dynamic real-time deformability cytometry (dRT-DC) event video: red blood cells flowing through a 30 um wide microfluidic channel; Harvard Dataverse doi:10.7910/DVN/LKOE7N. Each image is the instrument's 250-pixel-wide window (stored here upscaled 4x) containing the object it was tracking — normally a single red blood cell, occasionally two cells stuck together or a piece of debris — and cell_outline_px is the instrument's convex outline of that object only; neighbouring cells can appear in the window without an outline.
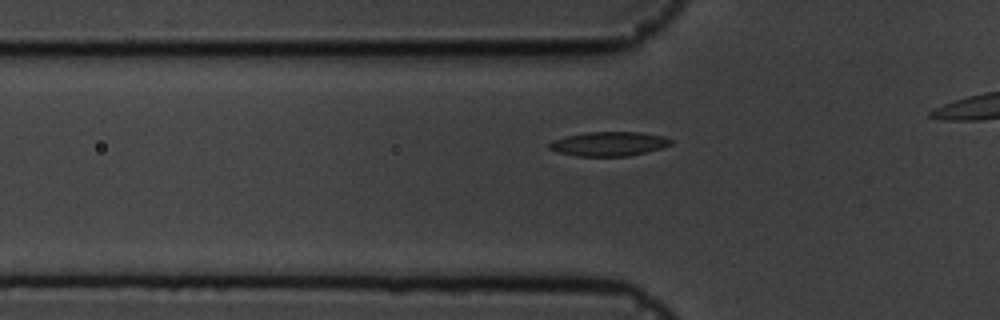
{"species": "common noctule bat (a hibernating species)", "species_latin": "Nyctalus noctula", "temperature_condition": "cold", "stored_images_in_passage": 38, "camera_frame_rate_fps": 3000, "um_per_image_px": 0.085, "animal": {"sex": "male", "body_mass_g": 19.5, "forearm_length_mm": 54.6}, "frame": {"image": 1, "passage_image": 10, "time_ms": 3.0, "image_size_px": [1000, 320], "cell_outline_px": [[672, 144], [660, 148], [628, 156], [576, 156], [556, 152], [548, 148], [548, 144], [552, 140], [584, 132], [640, 132], [664, 136], [672, 140]], "centroid_in_image_um": [51.72, 12.22], "position_along_channel_um": 74.1, "area_um2": 17.17}}
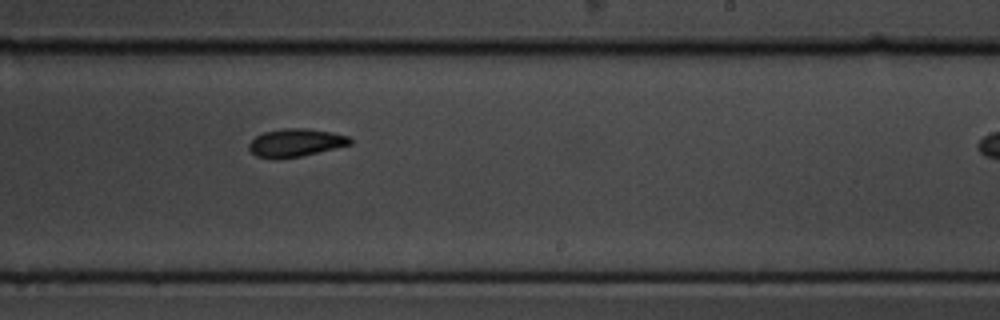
{"frame": {"image": 2, "passage_image": 26, "time_ms": 8.333, "image_size_px": [1000, 320], "cell_outline_px": [[352, 144], [336, 148], [300, 156], [276, 160], [272, 160], [256, 156], [248, 148], [248, 144], [256, 136], [264, 132], [284, 128], [308, 128], [332, 132], [348, 136], [352, 140]], "centroid_in_image_um": [25.11, 12.14], "position_along_channel_um": 263.9, "area_um2": 16.65}}
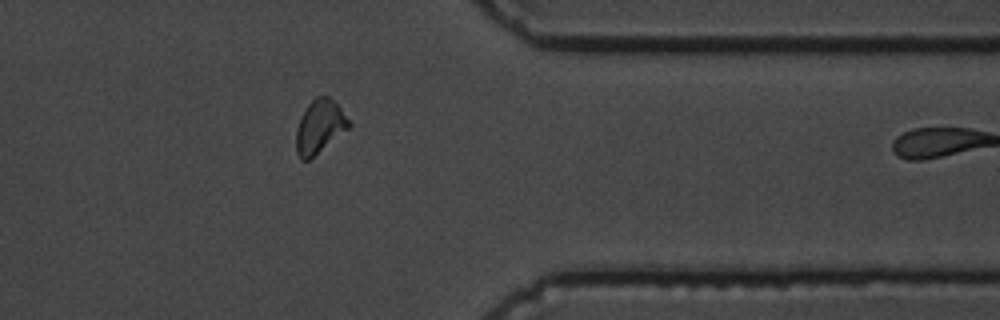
{"frame": {"image": 3, "passage_image": 37, "time_ms": 12.0, "image_size_px": [1000, 320], "cell_outline_px": [[352, 124], [348, 128], [308, 160], [300, 160], [296, 152], [296, 128], [300, 116], [308, 104], [316, 96], [328, 96], [340, 108]], "centroid_in_image_um": [27.13, 10.75], "position_along_channel_um": 384.3, "area_um2": 16.13}}